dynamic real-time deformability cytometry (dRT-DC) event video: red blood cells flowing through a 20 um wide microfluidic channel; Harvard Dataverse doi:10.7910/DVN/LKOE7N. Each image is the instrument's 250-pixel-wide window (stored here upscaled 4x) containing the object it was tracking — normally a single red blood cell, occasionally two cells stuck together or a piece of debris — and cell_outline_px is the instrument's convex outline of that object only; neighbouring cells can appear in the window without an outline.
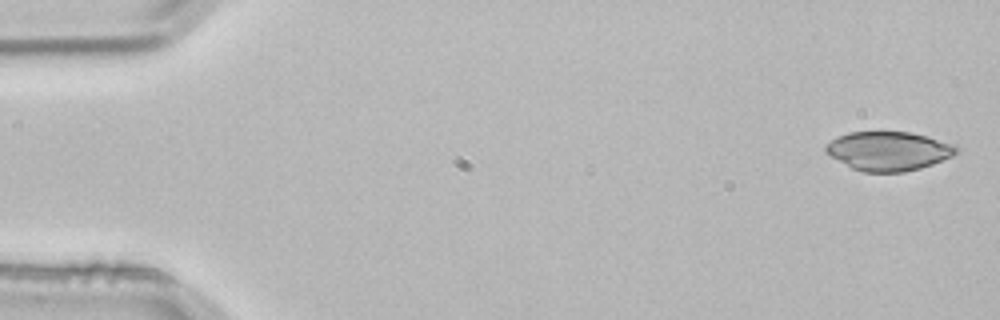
{"species": "common noctule bat (a hibernating species)", "species_latin": "Nyctalus noctula", "temperature_condition": "room temperature", "stored_images_in_passage": 4, "camera_frame_rate_fps": 3000, "um_per_image_px": 0.085, "animal": {"sex": "male", "body_mass_g": 21.5, "forearm_length_mm": 52.0}, "frame": {"image": 1, "passage_image": 1, "time_ms": 0.0, "image_size_px": [1000, 320], "cell_outline_px": [[956, 152], [952, 156], [932, 164], [920, 168], [904, 172], [864, 172], [852, 168], [824, 152], [824, 148], [836, 136], [848, 132], [908, 132], [928, 136], [956, 144]], "centroid_in_image_um": [75.52, 12.83], "position_along_channel_um": 9.5, "area_um2": 29.59}}